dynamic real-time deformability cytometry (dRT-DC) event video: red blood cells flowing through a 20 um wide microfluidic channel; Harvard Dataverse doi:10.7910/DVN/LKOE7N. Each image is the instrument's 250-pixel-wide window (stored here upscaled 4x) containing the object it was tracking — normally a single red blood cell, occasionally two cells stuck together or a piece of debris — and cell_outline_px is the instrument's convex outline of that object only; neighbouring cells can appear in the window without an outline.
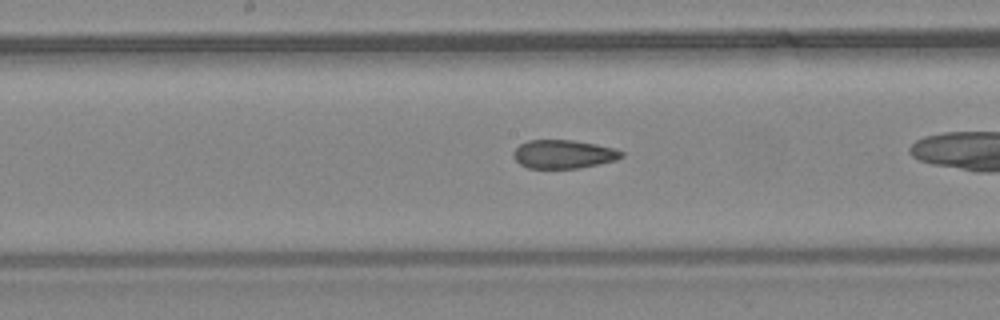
{"species": "common noctule bat (a hibernating species)", "species_latin": "Nyctalus noctula", "temperature_condition": "warm", "stored_images_in_passage": 29, "camera_frame_rate_fps": 3000, "um_per_image_px": 0.085, "animal": {"sex": "female", "body_mass_g": 24.6, "forearm_length_mm": 56.2}, "frame": {"image": 1, "passage_image": 17, "time_ms": 5.333, "image_size_px": [1000, 320], "cell_outline_px": [[624, 156], [616, 160], [580, 168], [528, 168], [520, 164], [512, 156], [512, 152], [520, 144], [528, 140], [572, 140], [596, 144], [616, 148], [624, 152]], "centroid_in_image_um": [47.91, 13.1], "position_along_channel_um": 200.3, "area_um2": 18.09}}